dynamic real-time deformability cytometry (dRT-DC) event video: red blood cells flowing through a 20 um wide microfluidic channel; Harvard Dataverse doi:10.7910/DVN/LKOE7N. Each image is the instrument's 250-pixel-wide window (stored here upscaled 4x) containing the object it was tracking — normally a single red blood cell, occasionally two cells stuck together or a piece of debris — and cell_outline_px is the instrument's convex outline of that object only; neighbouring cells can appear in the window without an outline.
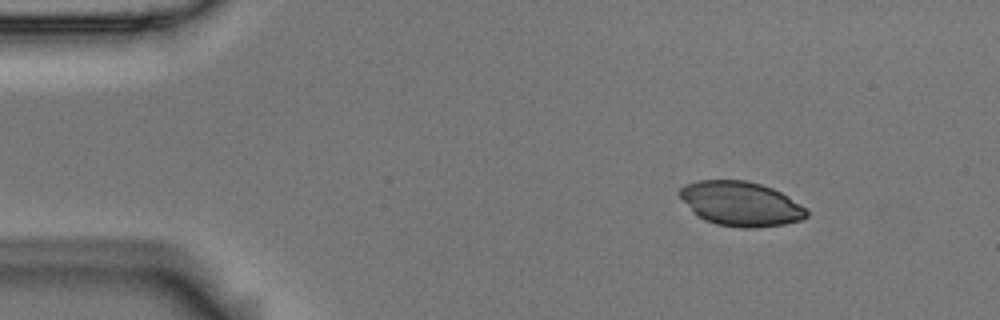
{"species": "Egyptian fruit bat (a non-hibernating species)", "species_latin": "Rousettus aegyptiacus", "temperature_condition": "room temperature", "stored_images_in_passage": 6, "camera_frame_rate_fps": 3000, "um_per_image_px": 0.085, "animal": {"sex": "male"}, "frame": {"image": 1, "passage_image": 1, "time_ms": 0.0, "image_size_px": [1000, 320], "cell_outline_px": [[808, 216], [800, 220], [784, 224], [752, 228], [740, 228], [716, 224], [704, 220], [692, 212], [676, 192], [684, 184], [696, 180], [748, 180], [772, 188], [788, 196], [808, 208]], "centroid_in_image_um": [62.94, 17.31], "position_along_channel_um": 22.1, "area_um2": 33.23}}